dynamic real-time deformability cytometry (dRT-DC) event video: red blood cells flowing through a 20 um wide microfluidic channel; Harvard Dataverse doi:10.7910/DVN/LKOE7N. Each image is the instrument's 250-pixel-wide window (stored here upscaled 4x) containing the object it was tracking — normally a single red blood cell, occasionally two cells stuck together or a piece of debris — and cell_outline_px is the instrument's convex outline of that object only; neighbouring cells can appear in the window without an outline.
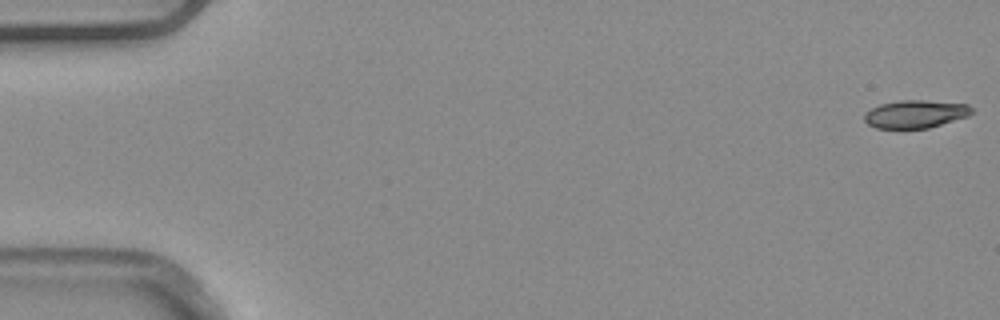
{"species": "common noctule bat (a hibernating species)", "species_latin": "Nyctalus noctula", "temperature_condition": "warm", "stored_images_in_passage": 6, "camera_frame_rate_fps": 3000, "um_per_image_px": 0.085, "animal": {"sex": "male", "body_mass_g": 20.4}, "frame": {"image": 1, "passage_image": 1, "time_ms": 0.0, "image_size_px": [1000, 320], "cell_outline_px": [[972, 112], [968, 116], [928, 128], [876, 128], [868, 124], [864, 120], [864, 112], [880, 104], [900, 100], [924, 100], [968, 104], [972, 108]], "centroid_in_image_um": [77.79, 9.69], "position_along_channel_um": 7.2, "area_um2": 17.4}}
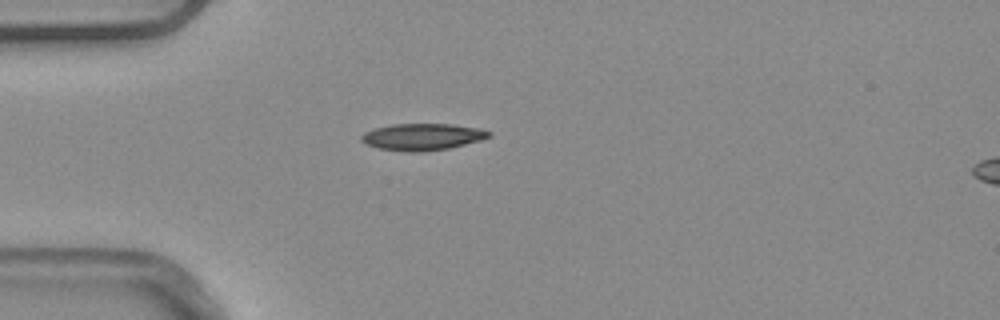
{"frame": {"image": 2, "passage_image": 5, "time_ms": 1.333, "image_size_px": [1000, 320], "cell_outline_px": [[492, 136], [480, 140], [448, 148], [420, 152], [408, 152], [376, 148], [364, 144], [360, 140], [360, 136], [364, 132], [376, 128], [392, 124], [452, 124], [484, 128], [492, 132]], "centroid_in_image_um": [35.9, 11.63], "position_along_channel_um": 49.1, "area_um2": 20.11}}